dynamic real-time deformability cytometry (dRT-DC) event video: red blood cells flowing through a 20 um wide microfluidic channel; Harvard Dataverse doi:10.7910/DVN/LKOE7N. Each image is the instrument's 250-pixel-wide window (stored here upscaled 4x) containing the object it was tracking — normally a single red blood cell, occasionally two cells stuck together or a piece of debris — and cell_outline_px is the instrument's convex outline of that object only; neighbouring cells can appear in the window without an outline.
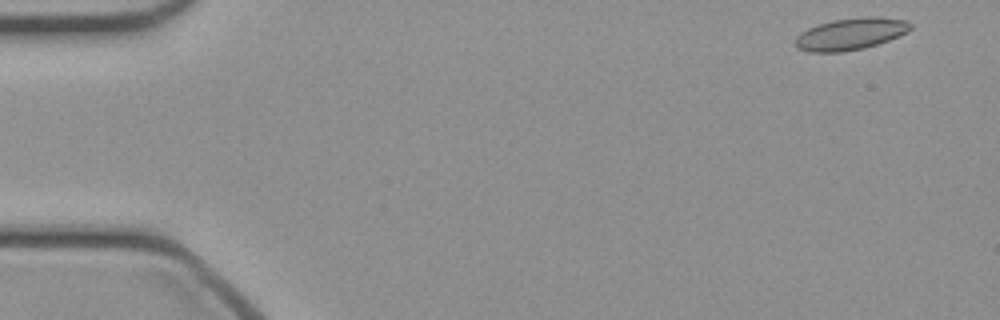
{"species": "common noctule bat (a hibernating species)", "species_latin": "Nyctalus noctula", "temperature_condition": "cold", "stored_images_in_passage": 46, "camera_frame_rate_fps": 3000, "um_per_image_px": 0.085, "animal": {"sex": "female", "body_mass_g": 21.9}, "frame": {"image": 1, "passage_image": 1, "time_ms": 0.0, "image_size_px": [1000, 320], "cell_outline_px": [[912, 28], [908, 32], [888, 40], [864, 48], [840, 52], [808, 52], [796, 48], [792, 44], [796, 36], [800, 32], [808, 28], [832, 20], [860, 16], [876, 16], [908, 20], [912, 24]], "centroid_in_image_um": [72.28, 2.88], "position_along_channel_um": 12.7, "area_um2": 21.73}}
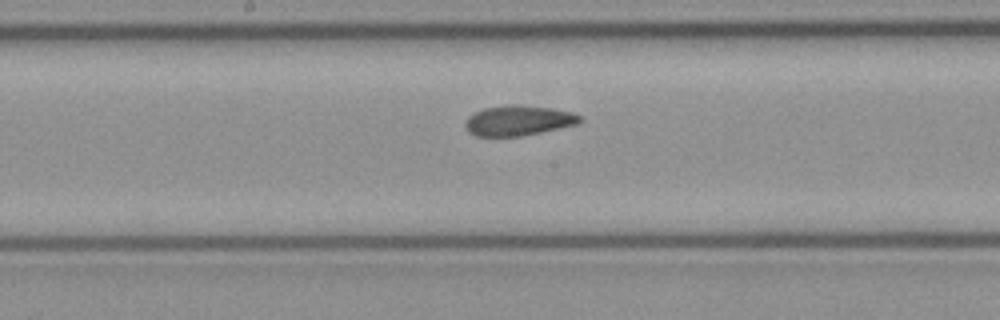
{"frame": {"image": 2, "passage_image": 23, "time_ms": 7.333, "image_size_px": [1000, 320], "cell_outline_px": [[584, 120], [576, 124], [524, 136], [476, 136], [468, 132], [464, 124], [464, 120], [468, 116], [484, 108], [508, 104], [512, 104], [548, 108], [572, 112], [580, 116]], "centroid_in_image_um": [44.02, 10.25], "position_along_channel_um": 204.2, "area_um2": 20.11}}
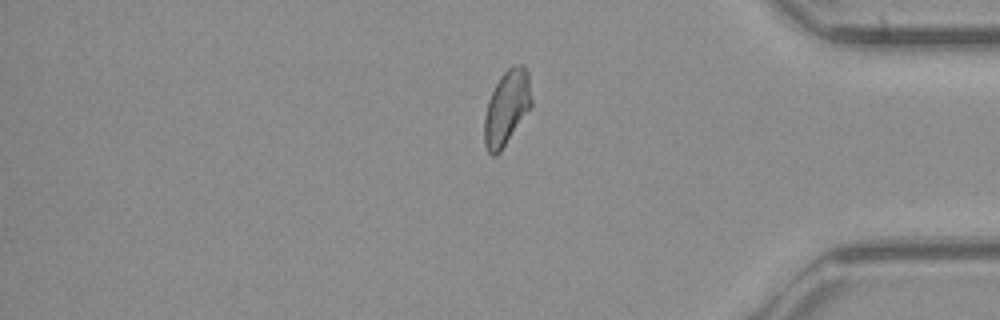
{"frame": {"image": 3, "passage_image": 38, "time_ms": 12.333, "image_size_px": [1000, 320], "cell_outline_px": [[532, 104], [500, 152], [496, 156], [492, 156], [488, 152], [484, 144], [484, 116], [488, 100], [500, 76], [512, 64], [524, 64], [528, 72], [532, 100]], "centroid_in_image_um": [43.06, 9.13], "position_along_channel_um": 392.1, "area_um2": 20.46}}